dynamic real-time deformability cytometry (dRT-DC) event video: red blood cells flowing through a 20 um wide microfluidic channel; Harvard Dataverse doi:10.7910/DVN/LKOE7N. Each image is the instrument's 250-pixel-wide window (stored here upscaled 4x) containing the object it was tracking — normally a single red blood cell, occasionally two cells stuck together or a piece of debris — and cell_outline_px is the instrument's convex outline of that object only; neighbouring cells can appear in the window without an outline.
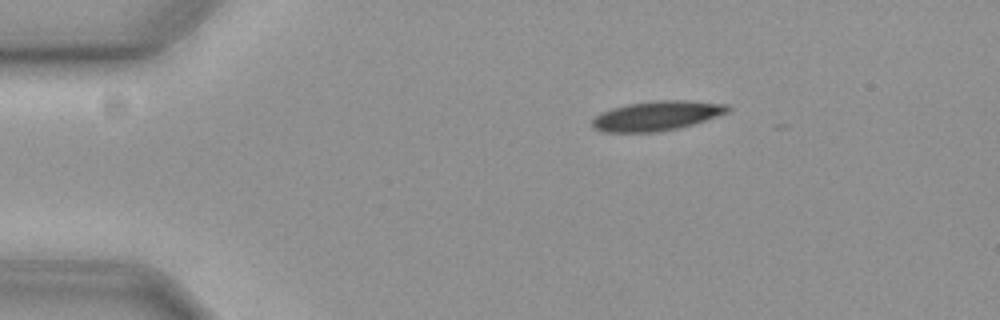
{"species": "common noctule bat (a hibernating species)", "species_latin": "Nyctalus noctula", "temperature_condition": "cold", "stored_images_in_passage": 37, "camera_frame_rate_fps": 3000, "um_per_image_px": 0.085, "animal": {"sex": "female", "body_mass_g": 19.3, "forearm_length_mm": 54.1}, "frame": {"image": 1, "passage_image": 1, "time_ms": 0.0, "image_size_px": [1000, 320], "cell_outline_px": [[732, 108], [728, 112], [692, 124], [676, 128], [652, 132], [604, 132], [596, 128], [592, 124], [592, 120], [600, 112], [612, 108], [628, 104], [652, 100], [688, 100], [728, 104]], "centroid_in_image_um": [55.83, 9.82], "position_along_channel_um": 29.2, "area_um2": 23.18}}
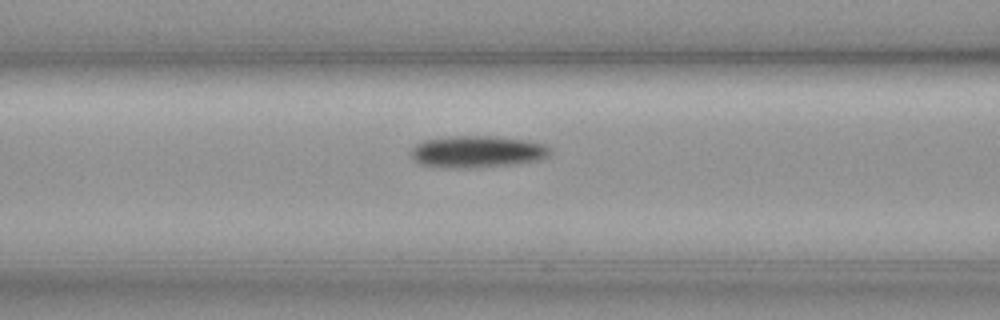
{"frame": {"image": 2, "passage_image": 14, "time_ms": 4.333, "image_size_px": [1000, 320], "cell_outline_px": [[548, 152], [544, 156], [536, 160], [512, 164], [468, 168], [444, 168], [420, 164], [408, 152], [416, 144], [424, 140], [448, 136], [492, 136], [528, 140], [544, 144], [548, 148]], "centroid_in_image_um": [40.47, 12.88], "position_along_channel_um": 126.1, "area_um2": 25.61}}
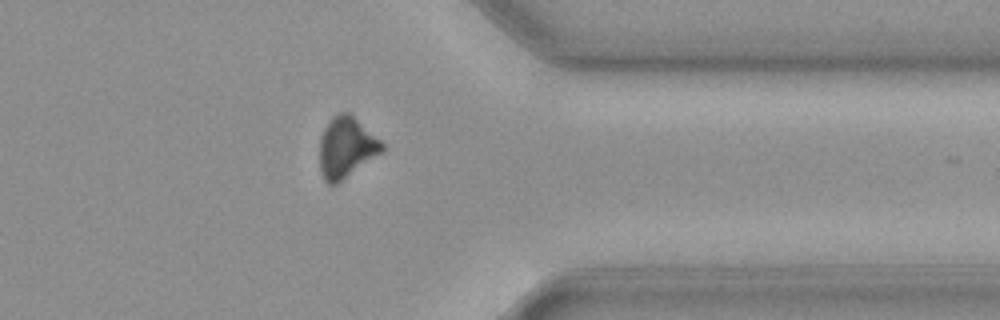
{"frame": {"image": 3, "passage_image": 36, "time_ms": 11.667, "image_size_px": [1000, 320], "cell_outline_px": [[384, 152], [336, 184], [328, 184], [324, 180], [320, 168], [320, 136], [324, 128], [332, 116], [340, 112], [348, 112], [380, 140], [384, 144]], "centroid_in_image_um": [29.43, 12.54], "position_along_channel_um": 382.0, "area_um2": 22.02}, "authors_computed_cell_mechanics": {"area_um2": 24.1604, "velocity_mm_per_s": 3.6293, "shape_relaxation_time_tau1_ms": 4.7952, "shape_relaxation_time_tau2_ms": null, "deformation_change_tau1": 0.1001, "deformation_change_tau2": null}}